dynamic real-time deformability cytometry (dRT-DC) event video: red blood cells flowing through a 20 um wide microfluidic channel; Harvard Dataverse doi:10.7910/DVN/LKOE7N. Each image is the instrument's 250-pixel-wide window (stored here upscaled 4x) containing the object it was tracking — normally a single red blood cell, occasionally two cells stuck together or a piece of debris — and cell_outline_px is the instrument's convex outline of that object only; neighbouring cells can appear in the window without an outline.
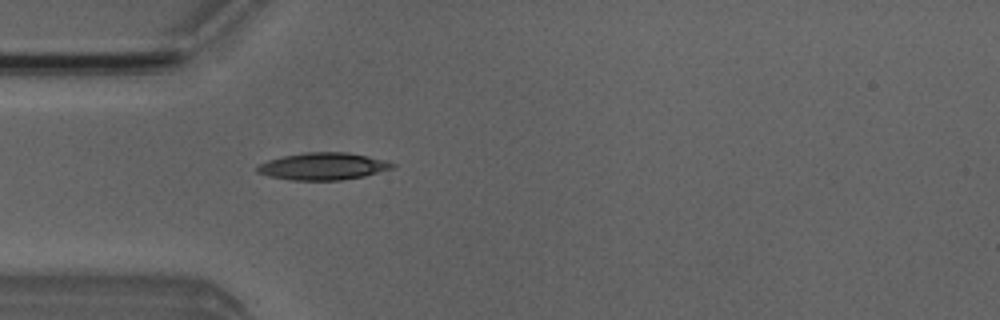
{"species": "Egyptian fruit bat (a non-hibernating species)", "species_latin": "Rousettus aegyptiacus", "temperature_condition": "room temperature", "stored_images_in_passage": 5, "camera_frame_rate_fps": 3000, "um_per_image_px": 0.085, "animal": {"sex": "male"}, "frame": {"image": 1, "passage_image": 5, "time_ms": 4.667, "image_size_px": [1000, 320], "cell_outline_px": [[396, 168], [364, 176], [340, 180], [292, 180], [268, 176], [256, 172], [256, 168], [260, 164], [268, 160], [284, 156], [308, 152], [348, 152], [368, 156], [384, 160], [396, 164]], "centroid_in_image_um": [27.49, 14.14], "position_along_channel_um": 57.5, "area_um2": 21.39}}